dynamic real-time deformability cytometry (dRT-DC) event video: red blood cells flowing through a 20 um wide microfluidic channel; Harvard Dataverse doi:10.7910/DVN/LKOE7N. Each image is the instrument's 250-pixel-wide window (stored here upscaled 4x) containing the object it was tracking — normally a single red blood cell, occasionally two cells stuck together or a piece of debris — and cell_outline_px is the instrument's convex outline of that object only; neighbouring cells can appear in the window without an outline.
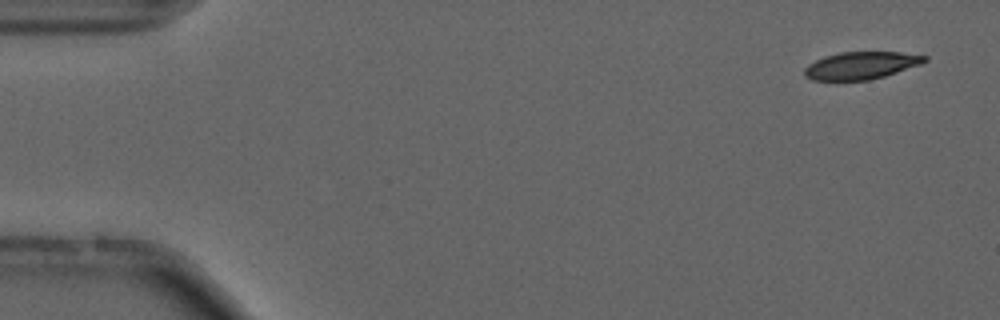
{"species": "common noctule bat (a hibernating species)", "species_latin": "Nyctalus noctula", "temperature_condition": "cold", "stored_images_in_passage": 56, "camera_frame_rate_fps": 3000, "um_per_image_px": 0.085, "animal": {"sex": "male", "forearm_length_mm": 52.5}, "frame": {"image": 1, "passage_image": 3, "time_ms": 0.667, "image_size_px": [1000, 320], "cell_outline_px": [[928, 60], [920, 64], [884, 76], [868, 80], [812, 80], [804, 76], [804, 68], [808, 64], [824, 56], [840, 52], [900, 52], [928, 56]], "centroid_in_image_um": [73.16, 5.56], "position_along_channel_um": 11.8, "area_um2": 19.13}}
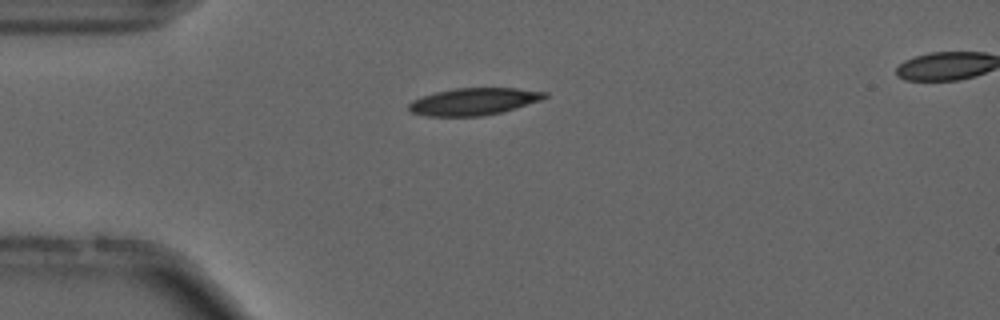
{"frame": {"image": 2, "passage_image": 14, "time_ms": 4.333, "image_size_px": [1000, 320], "cell_outline_px": [[548, 96], [540, 100], [504, 112], [484, 116], [424, 116], [412, 112], [408, 108], [408, 104], [412, 100], [436, 92], [456, 88], [516, 88], [548, 92]], "centroid_in_image_um": [40.28, 8.63], "position_along_channel_um": 44.7, "area_um2": 21.5}, "authors_computed_cell_mechanics": {"area_um2": 20.7502, "velocity_mm_per_s": 3.7047, "shape_relaxation_time_tau1_ms": null, "shape_relaxation_time_tau2_ms": 4.493, "deformation_change_tau1": null, "deformation_change_tau2": 0.1185}}